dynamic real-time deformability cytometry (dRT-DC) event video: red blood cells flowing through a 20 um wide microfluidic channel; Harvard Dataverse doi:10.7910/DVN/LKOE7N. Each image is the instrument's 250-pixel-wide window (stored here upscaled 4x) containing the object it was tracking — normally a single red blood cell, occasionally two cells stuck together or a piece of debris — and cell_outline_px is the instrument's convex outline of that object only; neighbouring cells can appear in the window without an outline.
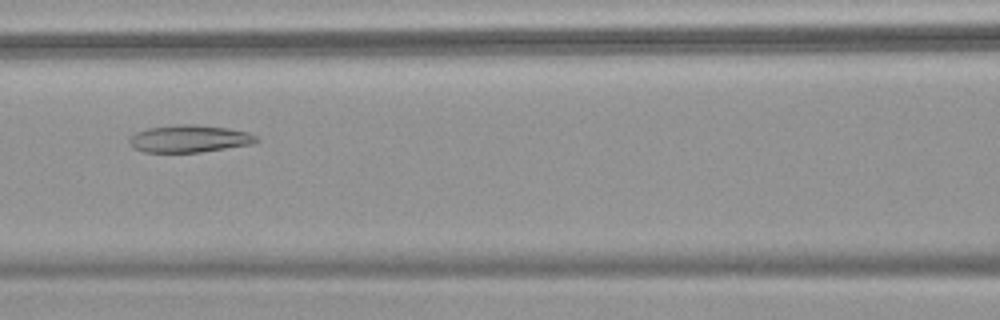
{"species": "common noctule bat (a hibernating species)", "species_latin": "Nyctalus noctula", "temperature_condition": "warm", "stored_images_in_passage": 46, "camera_frame_rate_fps": 3000, "um_per_image_px": 0.085, "animal": {"sex": "female", "body_mass_g": 18.4}, "frame": {"image": 1, "passage_image": 17, "time_ms": 5.333, "image_size_px": [1000, 320], "cell_outline_px": [[260, 140], [252, 144], [200, 152], [144, 152], [128, 144], [128, 136], [136, 132], [148, 128], [176, 124], [192, 124], [228, 128], [248, 132], [256, 136]], "centroid_in_image_um": [16.07, 11.78], "position_along_channel_um": 150.5, "area_um2": 20.29}}
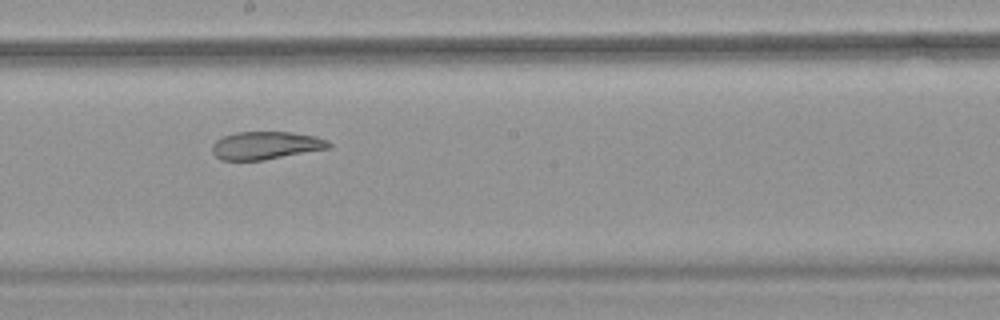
{"frame": {"image": 2, "passage_image": 23, "time_ms": 7.333, "image_size_px": [1000, 320], "cell_outline_px": [[332, 148], [264, 160], [220, 160], [212, 152], [212, 144], [216, 140], [224, 136], [236, 132], [292, 132], [316, 136], [328, 140], [332, 144]], "centroid_in_image_um": [22.63, 12.36], "position_along_channel_um": 225.6, "area_um2": 19.13}}
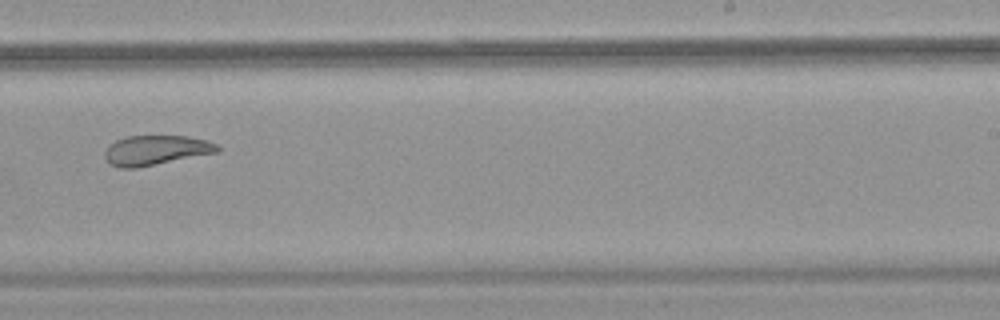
{"frame": {"image": 3, "passage_image": 27, "time_ms": 8.667, "image_size_px": [1000, 320], "cell_outline_px": [[220, 152], [136, 168], [120, 168], [108, 164], [104, 156], [104, 152], [108, 144], [116, 140], [128, 136], [188, 136], [208, 140], [216, 144], [220, 148]], "centroid_in_image_um": [13.23, 12.77], "position_along_channel_um": 275.8, "area_um2": 19.77}, "authors_computed_cell_mechanics": {"area_um2": 23.8714, "velocity_mm_per_s": 3.7726, "shape_relaxation_time_tau1_ms": null, "shape_relaxation_time_tau2_ms": 2.4106, "deformation_change_tau1": null, "deformation_change_tau2": 0.0923}}